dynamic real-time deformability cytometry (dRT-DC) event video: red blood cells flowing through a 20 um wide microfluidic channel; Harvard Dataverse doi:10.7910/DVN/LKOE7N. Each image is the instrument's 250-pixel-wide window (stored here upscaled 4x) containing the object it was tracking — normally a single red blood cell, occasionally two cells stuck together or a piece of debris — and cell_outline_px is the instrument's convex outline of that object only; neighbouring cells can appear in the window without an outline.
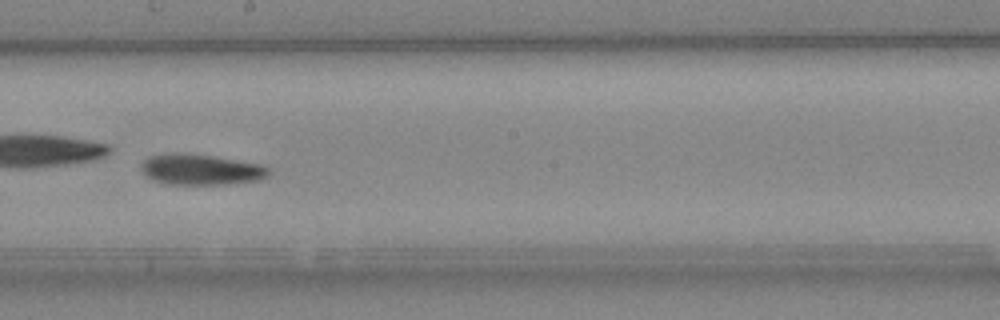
{"species": "Egyptian fruit bat (a non-hibernating species)", "species_latin": "Rousettus aegyptiacus", "temperature_condition": "cold", "stored_images_in_passage": 47, "camera_frame_rate_fps": 3000, "um_per_image_px": 0.085, "animal": {"sex": "female"}, "frame": {"image": 1, "passage_image": 27, "time_ms": 8.667, "image_size_px": [1000, 320], "cell_outline_px": [[272, 172], [268, 176], [260, 180], [228, 184], [168, 184], [152, 180], [140, 168], [140, 164], [148, 156], [168, 152], [176, 152], [212, 156], [260, 164], [268, 168]], "centroid_in_image_um": [17.06, 14.4], "position_along_channel_um": 231.1, "area_um2": 22.95}}